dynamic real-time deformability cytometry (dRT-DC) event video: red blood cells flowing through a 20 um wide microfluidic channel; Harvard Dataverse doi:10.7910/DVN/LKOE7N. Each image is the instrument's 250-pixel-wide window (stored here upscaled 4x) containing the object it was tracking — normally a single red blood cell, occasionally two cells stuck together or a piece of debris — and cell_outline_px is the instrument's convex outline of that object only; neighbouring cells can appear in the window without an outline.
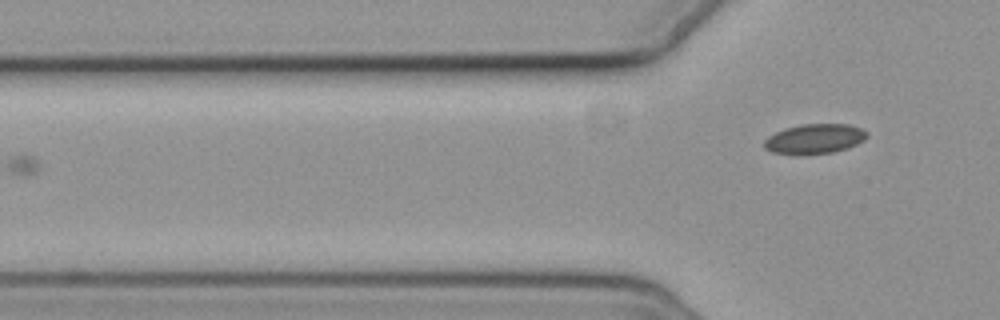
{"species": "common noctule bat (a hibernating species)", "species_latin": "Nyctalus noctula", "temperature_condition": "cold", "stored_images_in_passage": 5, "camera_frame_rate_fps": 3000, "um_per_image_px": 0.085, "animal": {"sex": "female", "body_mass_g": 19.3, "forearm_length_mm": 54.1}, "frame": {"image": 1, "passage_image": 5, "time_ms": 5.0, "image_size_px": [1000, 320], "cell_outline_px": [[868, 136], [864, 140], [848, 148], [832, 152], [804, 156], [792, 156], [772, 152], [764, 148], [764, 140], [768, 136], [784, 128], [804, 124], [848, 124], [860, 128], [868, 132]], "centroid_in_image_um": [69.21, 11.83], "position_along_channel_um": 56.6, "area_um2": 18.26}}